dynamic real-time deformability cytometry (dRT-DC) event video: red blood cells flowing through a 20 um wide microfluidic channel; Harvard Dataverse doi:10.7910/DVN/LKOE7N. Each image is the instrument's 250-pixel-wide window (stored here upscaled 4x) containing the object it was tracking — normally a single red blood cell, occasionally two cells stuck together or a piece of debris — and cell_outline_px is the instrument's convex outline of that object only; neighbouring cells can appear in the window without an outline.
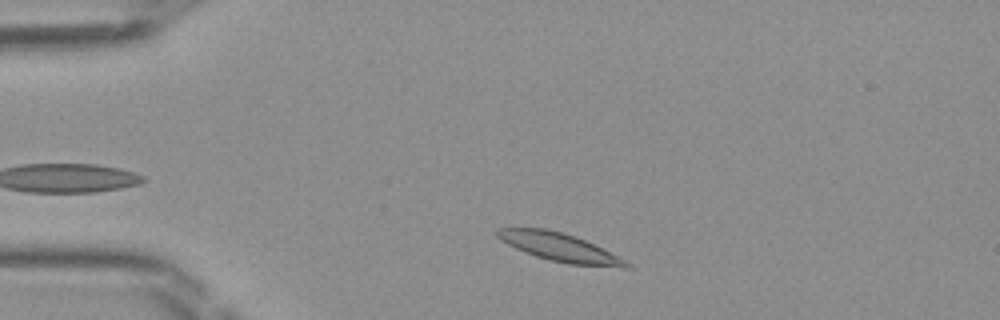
{"species": "Egyptian fruit bat (a non-hibernating species)", "species_latin": "Rousettus aegyptiacus", "temperature_condition": "room temperature", "stored_images_in_passage": 33, "camera_frame_rate_fps": 3000, "um_per_image_px": 0.085, "frame": {"image": 1, "passage_image": 3, "time_ms": 0.667, "image_size_px": [1000, 320], "cell_outline_px": [[632, 268], [624, 268], [568, 264], [548, 260], [524, 252], [500, 240], [496, 236], [496, 228], [548, 228], [576, 236], [632, 264]], "centroid_in_image_um": [47.53, 21.02], "position_along_channel_um": 37.5, "area_um2": 21.15}}
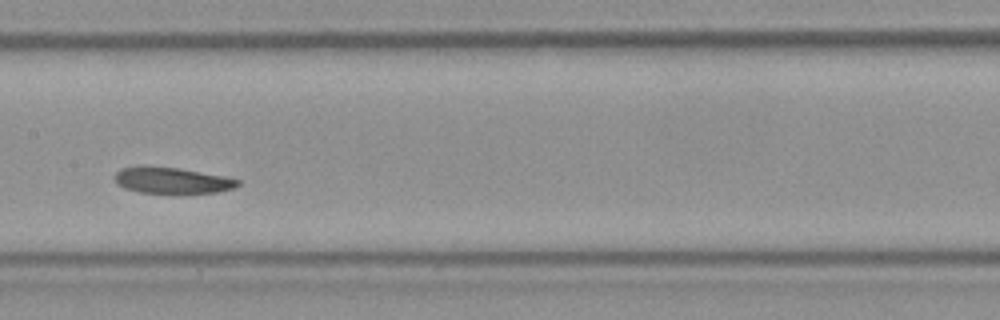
{"frame": {"image": 2, "passage_image": 17, "time_ms": 5.333, "image_size_px": [1000, 320], "cell_outline_px": [[240, 184], [232, 188], [216, 192], [184, 196], [140, 192], [124, 188], [116, 180], [116, 172], [120, 168], [180, 168], [224, 176], [240, 180]], "centroid_in_image_um": [14.72, 15.41], "position_along_channel_um": 192.7, "area_um2": 18.84}}
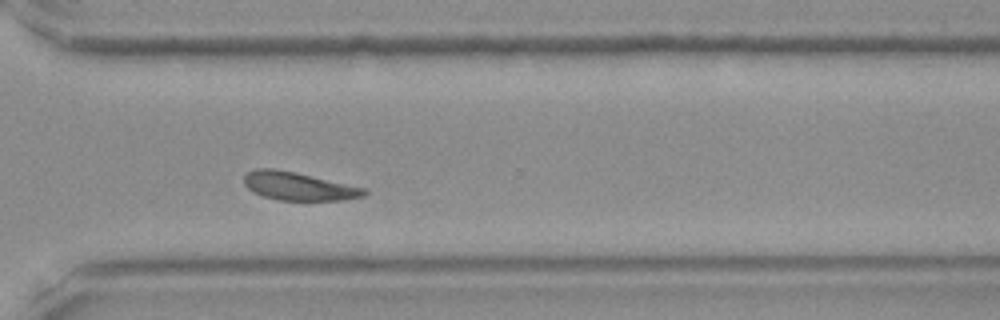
{"frame": {"image": 3, "passage_image": 28, "time_ms": 9.0, "image_size_px": [1000, 320], "cell_outline_px": [[368, 192], [364, 196], [344, 200], [280, 200], [264, 196], [248, 188], [244, 184], [244, 176], [248, 172], [256, 168], [272, 168], [292, 172], [364, 188]], "centroid_in_image_um": [25.36, 15.83], "position_along_channel_um": 345.2, "area_um2": 19.19}}